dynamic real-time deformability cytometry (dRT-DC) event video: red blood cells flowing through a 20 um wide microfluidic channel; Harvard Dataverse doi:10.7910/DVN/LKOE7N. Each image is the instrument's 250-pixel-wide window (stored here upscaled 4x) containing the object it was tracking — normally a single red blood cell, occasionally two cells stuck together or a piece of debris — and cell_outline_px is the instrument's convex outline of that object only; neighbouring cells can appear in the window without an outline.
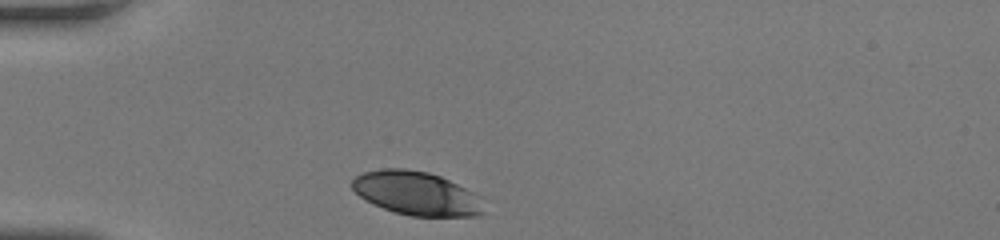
{"species": "human", "species_latin": "Homo sapiens", "temperature_condition": "room temperature", "stored_images_in_passage": 28, "camera_frame_rate_fps": 3000, "um_per_image_px": 0.085, "donor": {"sex": "female"}, "frame": {"image": 1, "passage_image": 1, "time_ms": 0.0, "image_size_px": [1000, 240], "cell_outline_px": [[484, 212], [480, 216], [412, 216], [396, 212], [372, 204], [364, 200], [352, 188], [352, 180], [356, 176], [364, 172], [380, 168], [404, 168], [428, 172], [440, 176], [480, 196]], "centroid_in_image_um": [35.38, 16.43], "position_along_channel_um": 49.6, "area_um2": 33.41}}
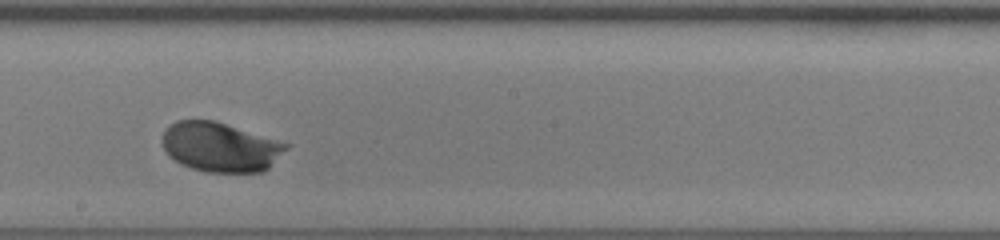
{"frame": {"image": 2, "passage_image": 16, "time_ms": 5.0, "image_size_px": [1000, 240], "cell_outline_px": [[292, 144], [268, 168], [260, 172], [204, 172], [180, 164], [164, 148], [164, 128], [176, 120], [216, 120]], "centroid_in_image_um": [18.77, 12.48], "position_along_channel_um": 229.4, "area_um2": 35.72}}
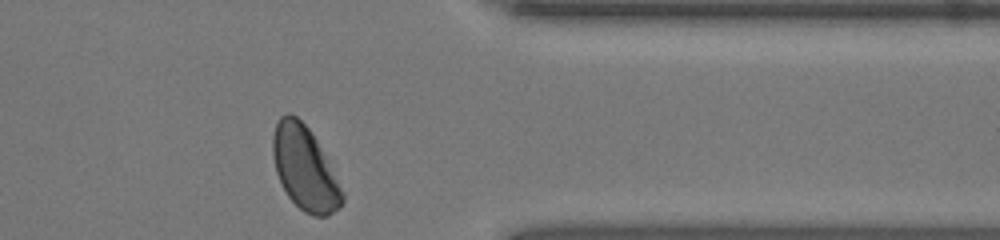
{"frame": {"image": 3, "passage_image": 28, "time_ms": 9.0, "image_size_px": [1000, 240], "cell_outline_px": [[344, 200], [340, 208], [328, 216], [312, 216], [304, 212], [288, 196], [276, 172], [272, 156], [272, 136], [276, 124], [280, 116], [288, 112], [296, 116], [308, 128], [316, 140], [344, 196]], "centroid_in_image_um": [25.86, 14.31], "position_along_channel_um": 385.5, "area_um2": 33.18}, "authors_computed_cell_mechanics": {"area_um2": 34.7667, "velocity_mm_per_s": 4.09, "shape_relaxation_time_tau1_ms": 2.2858, "shape_relaxation_time_tau2_ms": null, "deformation_change_tau1": 0.1201, "deformation_change_tau2": null}}